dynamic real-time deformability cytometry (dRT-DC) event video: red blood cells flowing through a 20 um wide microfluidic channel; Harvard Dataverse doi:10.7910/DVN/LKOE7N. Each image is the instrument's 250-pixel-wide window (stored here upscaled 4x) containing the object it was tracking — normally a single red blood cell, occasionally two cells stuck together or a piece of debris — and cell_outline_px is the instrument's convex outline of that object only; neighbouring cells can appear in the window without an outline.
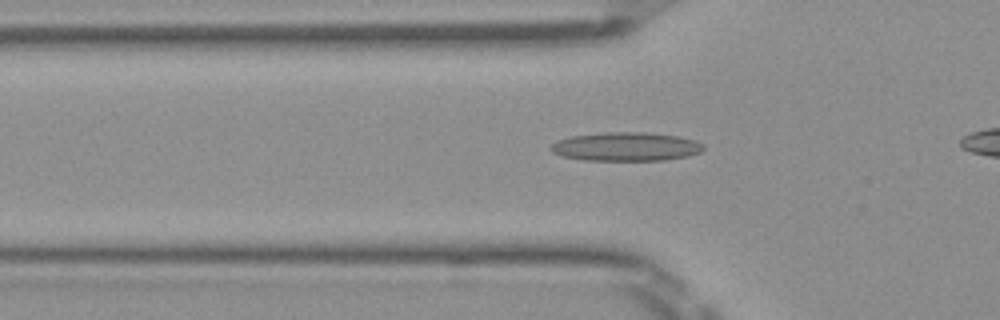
{"species": "Egyptian fruit bat (a non-hibernating species)", "species_latin": "Rousettus aegyptiacus", "temperature_condition": "room temperature", "stored_images_in_passage": 37, "camera_frame_rate_fps": 3000, "um_per_image_px": 0.085, "frame": {"image": 1, "passage_image": 12, "time_ms": 3.667, "image_size_px": [1000, 320], "cell_outline_px": [[704, 148], [700, 152], [688, 156], [664, 160], [584, 160], [560, 156], [552, 152], [548, 148], [556, 140], [572, 136], [604, 132], [648, 132], [680, 136], [704, 144]], "centroid_in_image_um": [53.18, 12.46], "position_along_channel_um": 72.6, "area_um2": 25.72}}
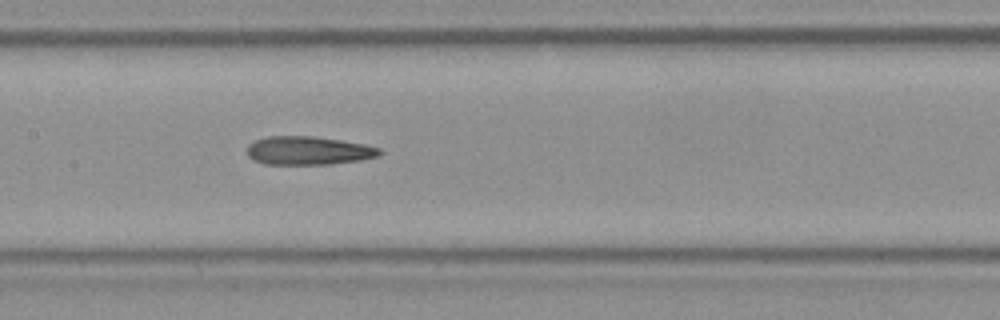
{"frame": {"image": 2, "passage_image": 20, "time_ms": 6.333, "image_size_px": [1000, 320], "cell_outline_px": [[384, 152], [380, 156], [360, 160], [332, 164], [264, 164], [252, 160], [248, 156], [248, 144], [256, 140], [268, 136], [312, 136], [340, 140], [364, 144], [380, 148]], "centroid_in_image_um": [26.23, 12.81], "position_along_channel_um": 181.2, "area_um2": 22.08}}
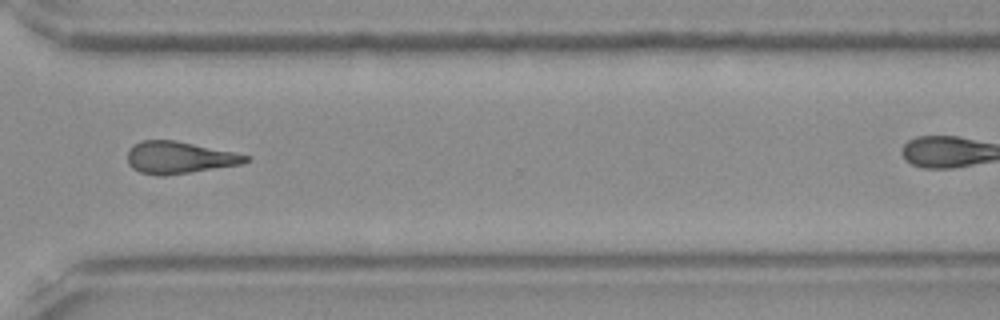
{"frame": {"image": 3, "passage_image": 33, "time_ms": 10.667, "image_size_px": [1000, 320], "cell_outline_px": [[252, 156], [244, 164], [164, 176], [156, 176], [140, 172], [132, 168], [128, 164], [128, 152], [140, 140], [176, 140]], "centroid_in_image_um": [15.25, 13.4], "position_along_channel_um": 355.3, "area_um2": 22.08}}